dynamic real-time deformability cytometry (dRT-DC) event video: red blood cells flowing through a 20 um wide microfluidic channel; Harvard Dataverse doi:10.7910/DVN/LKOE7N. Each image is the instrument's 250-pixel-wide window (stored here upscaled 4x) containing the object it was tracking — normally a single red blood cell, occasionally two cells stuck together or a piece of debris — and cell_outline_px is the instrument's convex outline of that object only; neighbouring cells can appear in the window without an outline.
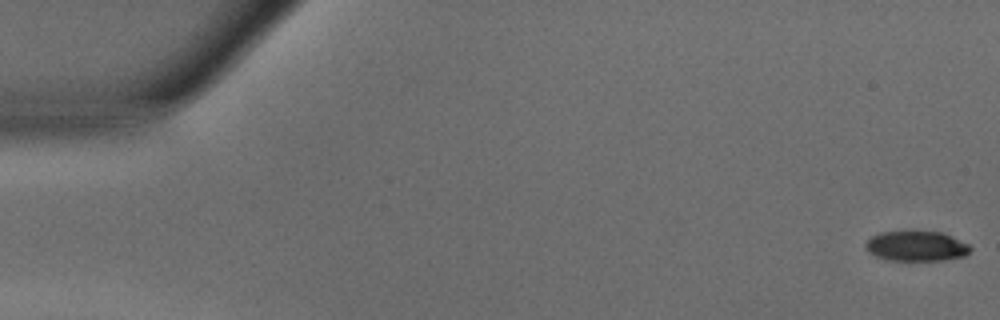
{"species": "common noctule bat (a hibernating species)", "species_latin": "Nyctalus noctula", "temperature_condition": "warm", "stored_images_in_passage": 41, "camera_frame_rate_fps": 3000, "um_per_image_px": 0.085, "animal": {"sex": "male", "body_mass_g": 15.6}, "frame": {"image": 1, "passage_image": 1, "time_ms": 0.0, "image_size_px": [1000, 320], "cell_outline_px": [[972, 248], [964, 256], [940, 260], [888, 260], [876, 256], [868, 252], [864, 248], [864, 244], [872, 236], [880, 232], [940, 232], [952, 236], [968, 244]], "centroid_in_image_um": [77.86, 20.92], "position_along_channel_um": 7.1, "area_um2": 18.15}}
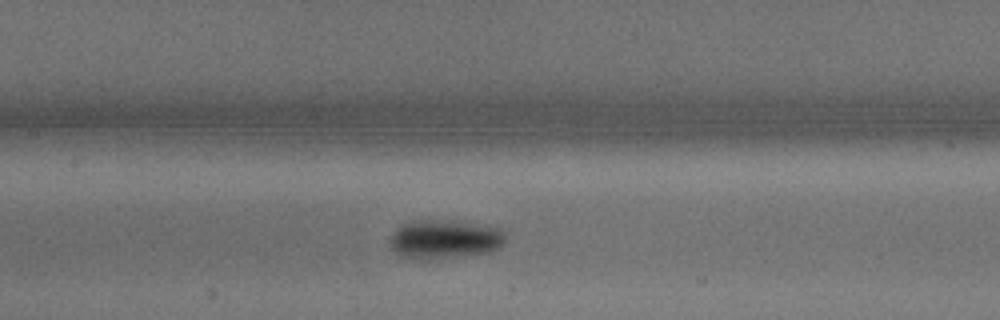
{"frame": {"image": 2, "passage_image": 23, "time_ms": 7.333, "image_size_px": [1000, 320], "cell_outline_px": [[504, 244], [500, 248], [488, 252], [456, 256], [420, 260], [400, 256], [392, 248], [392, 232], [400, 224], [412, 220], [460, 220], [488, 224], [504, 228]], "centroid_in_image_um": [37.84, 20.29], "position_along_channel_um": 169.6, "area_um2": 26.7}}
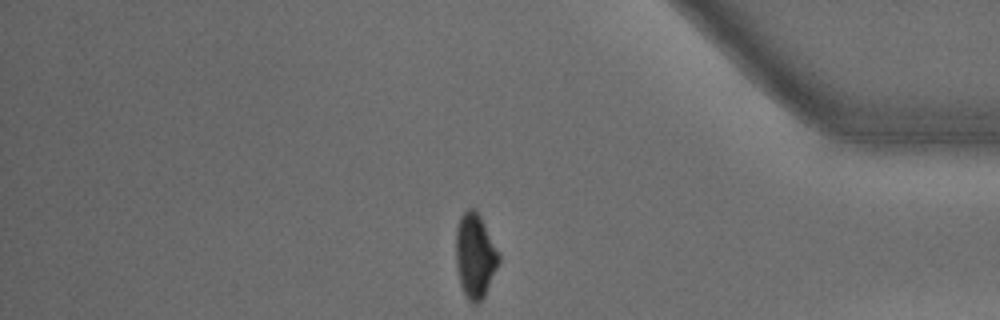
{"frame": {"image": 3, "passage_image": 41, "time_ms": 13.333, "image_size_px": [1000, 320], "cell_outline_px": [[500, 260], [484, 296], [480, 304], [472, 304], [468, 300], [460, 284], [456, 268], [456, 228], [460, 216], [468, 208], [476, 208], [500, 256]], "centroid_in_image_um": [40.36, 21.75], "position_along_channel_um": 394.8, "area_um2": 21.04}, "authors_computed_cell_mechanics": {"area_um2": 22.253, "velocity_mm_per_s": 4.2151, "shape_relaxation_time_tau1_ms": 3.3308, "shape_relaxation_time_tau2_ms": null, "deformation_change_tau1": 0.1876, "deformation_change_tau2": null}}